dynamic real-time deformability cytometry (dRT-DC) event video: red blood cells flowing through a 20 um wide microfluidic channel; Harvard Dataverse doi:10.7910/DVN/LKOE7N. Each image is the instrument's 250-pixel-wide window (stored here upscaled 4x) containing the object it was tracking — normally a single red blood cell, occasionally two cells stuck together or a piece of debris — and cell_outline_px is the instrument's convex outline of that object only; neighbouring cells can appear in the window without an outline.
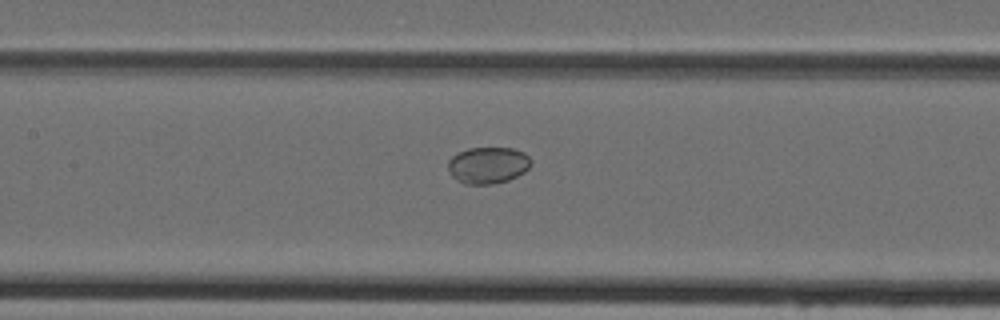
{"species": "Egyptian fruit bat (a non-hibernating species)", "species_latin": "Rousettus aegyptiacus", "temperature_condition": "cold", "stored_images_in_passage": 34, "camera_frame_rate_fps": 3000, "um_per_image_px": 0.085, "animal": {"sex": "female"}, "frame": {"image": 1, "passage_image": 9, "time_ms": 2.667, "image_size_px": [1000, 320], "cell_outline_px": [[532, 164], [524, 172], [508, 180], [492, 184], [464, 184], [456, 180], [452, 176], [448, 168], [448, 160], [452, 156], [468, 148], [512, 148], [524, 152], [532, 160]], "centroid_in_image_um": [41.48, 14.04], "position_along_channel_um": 165.9, "area_um2": 17.74}}
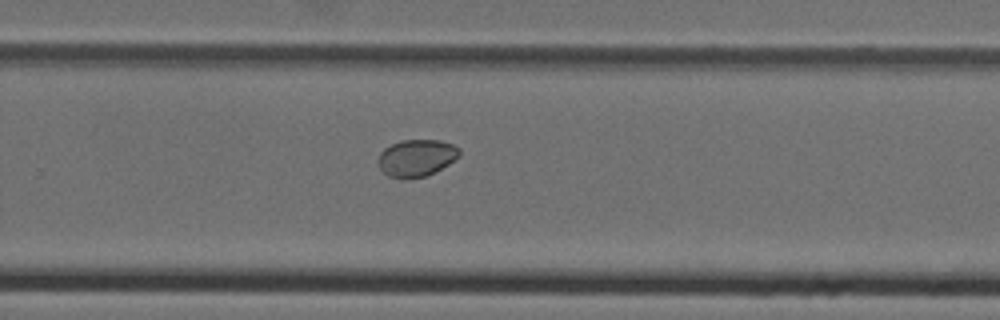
{"frame": {"image": 2, "passage_image": 18, "time_ms": 5.667, "image_size_px": [1000, 320], "cell_outline_px": [[460, 156], [448, 164], [424, 176], [404, 180], [400, 180], [388, 176], [380, 168], [376, 160], [380, 152], [384, 148], [400, 140], [440, 140], [452, 144], [460, 148]], "centroid_in_image_um": [35.36, 13.42], "position_along_channel_um": 294.4, "area_um2": 17.69}}
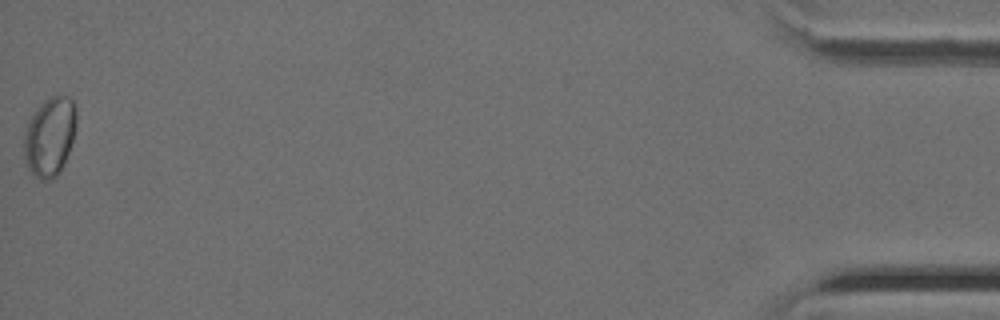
{"frame": {"image": 3, "passage_image": 34, "time_ms": 11.0, "image_size_px": [1000, 320], "cell_outline_px": [[76, 124], [72, 140], [64, 164], [60, 172], [56, 176], [48, 180], [40, 180], [28, 168], [24, 160], [24, 136], [28, 124], [32, 116], [40, 104], [48, 96], [68, 96], [72, 100], [76, 108]], "centroid_in_image_um": [4.23, 11.61], "position_along_channel_um": 431.0, "area_um2": 23.93}}